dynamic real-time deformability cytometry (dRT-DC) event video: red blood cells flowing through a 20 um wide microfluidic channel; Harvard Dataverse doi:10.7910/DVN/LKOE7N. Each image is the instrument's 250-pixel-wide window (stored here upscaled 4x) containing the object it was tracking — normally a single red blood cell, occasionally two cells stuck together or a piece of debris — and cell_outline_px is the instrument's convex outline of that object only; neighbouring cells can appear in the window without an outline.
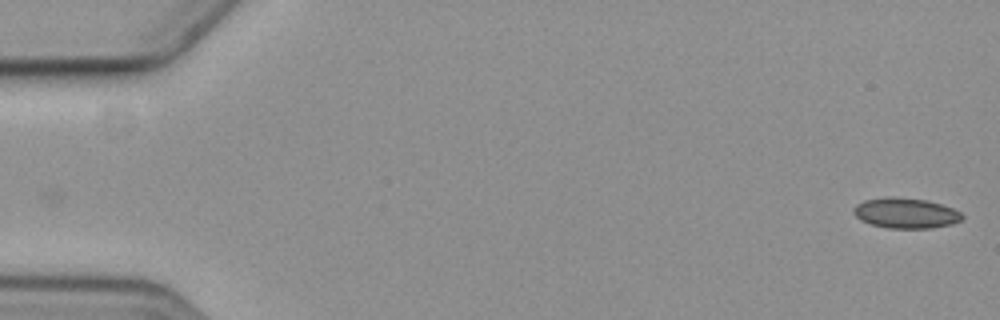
{"species": "common noctule bat (a hibernating species)", "species_latin": "Nyctalus noctula", "temperature_condition": "cold", "stored_images_in_passage": 3, "camera_frame_rate_fps": 3000, "um_per_image_px": 0.085, "animal": {"sex": "female", "body_mass_g": 19.3, "forearm_length_mm": 54.1}, "frame": {"image": 1, "passage_image": 3, "time_ms": 2.0, "image_size_px": [1000, 320], "cell_outline_px": [[964, 216], [960, 220], [952, 224], [928, 228], [888, 228], [872, 224], [860, 220], [852, 212], [852, 208], [856, 204], [864, 200], [892, 196], [924, 200], [940, 204], [952, 208], [960, 212]], "centroid_in_image_um": [76.94, 18.11], "position_along_channel_um": 8.1, "area_um2": 19.07}}